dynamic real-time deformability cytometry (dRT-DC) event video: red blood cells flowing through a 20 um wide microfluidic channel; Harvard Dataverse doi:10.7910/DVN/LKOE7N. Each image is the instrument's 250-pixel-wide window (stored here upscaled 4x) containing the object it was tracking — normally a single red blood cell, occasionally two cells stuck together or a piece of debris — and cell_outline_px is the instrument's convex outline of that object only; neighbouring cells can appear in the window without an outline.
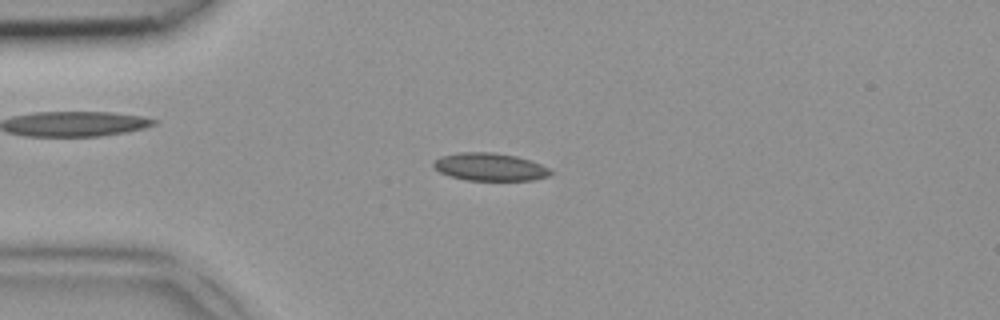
{"species": "common noctule bat (a hibernating species)", "species_latin": "Nyctalus noctula", "temperature_condition": "room temperature", "stored_images_in_passage": 46, "camera_frame_rate_fps": 3000, "um_per_image_px": 0.085, "animal": {"sex": "female", "body_mass_g": 18.4}, "frame": {"image": 1, "passage_image": 11, "time_ms": 3.333, "image_size_px": [1000, 320], "cell_outline_px": [[552, 172], [548, 176], [532, 180], [464, 180], [448, 176], [440, 172], [432, 164], [432, 160], [440, 156], [460, 152], [492, 152], [516, 156], [540, 164], [548, 168]], "centroid_in_image_um": [41.57, 14.18], "position_along_channel_um": 43.4, "area_um2": 18.9}}
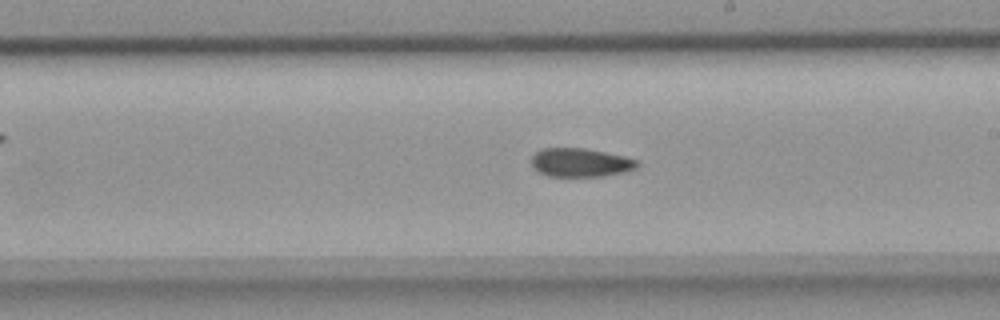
{"frame": {"image": 2, "passage_image": 26, "time_ms": 8.333, "image_size_px": [1000, 320], "cell_outline_px": [[640, 164], [636, 168], [624, 172], [604, 176], [548, 176], [532, 168], [532, 156], [536, 152], [544, 148], [584, 148], [624, 156], [636, 160]], "centroid_in_image_um": [49.33, 13.82], "position_along_channel_um": 239.7, "area_um2": 17.57}}
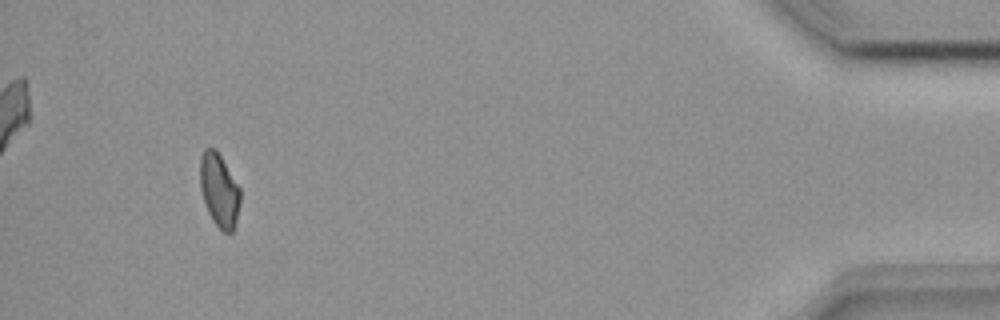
{"frame": {"image": 3, "passage_image": 43, "time_ms": 14.0, "image_size_px": [1000, 320], "cell_outline_px": [[240, 204], [236, 220], [232, 232], [224, 232], [212, 220], [208, 212], [200, 188], [200, 156], [204, 148], [216, 148], [240, 188]], "centroid_in_image_um": [18.62, 16.14], "position_along_channel_um": 416.6, "area_um2": 17.11}}